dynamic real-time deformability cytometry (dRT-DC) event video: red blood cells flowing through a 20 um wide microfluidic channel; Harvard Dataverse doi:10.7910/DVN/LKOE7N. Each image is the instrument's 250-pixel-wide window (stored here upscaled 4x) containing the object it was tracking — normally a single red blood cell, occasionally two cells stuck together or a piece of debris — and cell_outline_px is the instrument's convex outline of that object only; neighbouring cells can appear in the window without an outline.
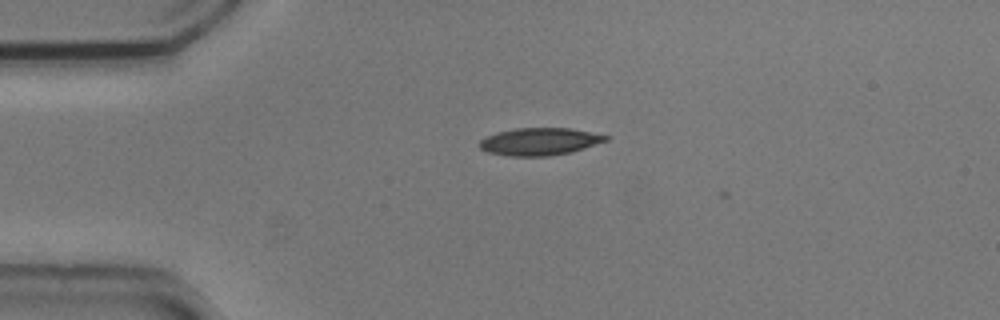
{"species": "common noctule bat (a hibernating species)", "species_latin": "Nyctalus noctula", "temperature_condition": "cold", "stored_images_in_passage": 3, "camera_frame_rate_fps": 3000, "um_per_image_px": 0.085, "animal": {"sex": "male", "body_mass_g": 20.5, "forearm_length_mm": 52.5}, "frame": {"image": 1, "passage_image": 2, "time_ms": 0.333, "image_size_px": [1000, 320], "cell_outline_px": [[608, 140], [572, 152], [548, 156], [508, 156], [488, 152], [480, 148], [480, 140], [496, 132], [516, 128], [568, 128], [608, 136]], "centroid_in_image_um": [45.84, 12.04], "position_along_channel_um": 39.2, "area_um2": 19.94}}